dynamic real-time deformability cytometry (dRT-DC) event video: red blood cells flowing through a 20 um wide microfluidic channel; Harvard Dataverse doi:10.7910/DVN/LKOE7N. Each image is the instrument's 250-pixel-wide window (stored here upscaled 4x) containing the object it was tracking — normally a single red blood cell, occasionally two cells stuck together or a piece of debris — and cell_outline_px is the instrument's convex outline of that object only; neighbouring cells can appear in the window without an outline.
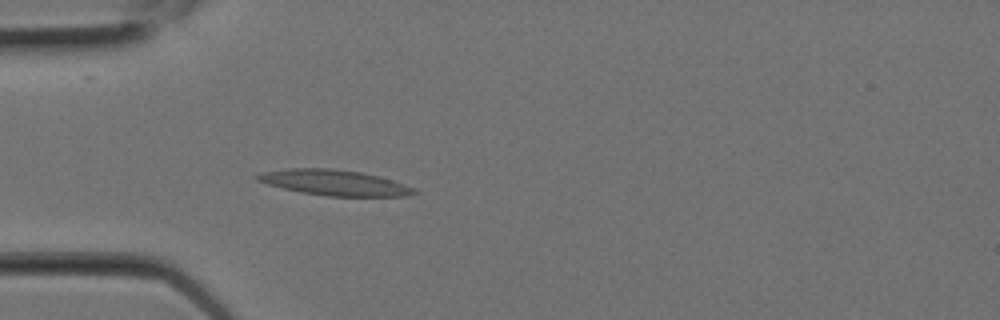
{"species": "Egyptian fruit bat (a non-hibernating species)", "species_latin": "Rousettus aegyptiacus", "temperature_condition": "room temperature", "stored_images_in_passage": 6, "camera_frame_rate_fps": 3000, "um_per_image_px": 0.085, "animal": {"sex": "female"}, "frame": {"image": 1, "passage_image": 6, "time_ms": 1.667, "image_size_px": [1000, 320], "cell_outline_px": [[420, 192], [408, 196], [328, 196], [300, 192], [268, 184], [256, 180], [252, 176], [264, 172], [288, 168], [332, 168], [360, 172], [380, 176], [404, 184]], "centroid_in_image_um": [28.42, 15.52], "position_along_channel_um": 56.6, "area_um2": 23.29}}